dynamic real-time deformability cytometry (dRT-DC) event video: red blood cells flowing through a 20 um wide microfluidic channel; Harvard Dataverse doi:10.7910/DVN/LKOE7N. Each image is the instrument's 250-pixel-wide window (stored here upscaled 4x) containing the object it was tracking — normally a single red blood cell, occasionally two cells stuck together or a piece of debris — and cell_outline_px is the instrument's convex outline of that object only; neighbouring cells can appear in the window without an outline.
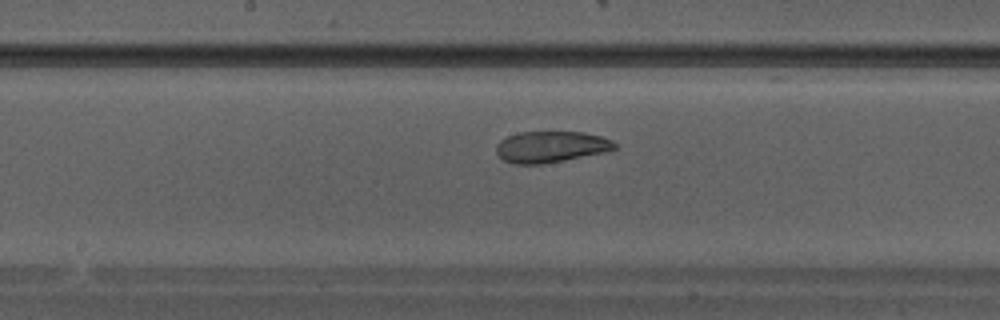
{"species": "Egyptian fruit bat (a non-hibernating species)", "species_latin": "Rousettus aegyptiacus", "temperature_condition": "warm", "stored_images_in_passage": 24, "camera_frame_rate_fps": 3000, "um_per_image_px": 0.085, "animal": {"sex": "male"}, "frame": {"image": 1, "passage_image": 8, "time_ms": 2.333, "image_size_px": [1000, 320], "cell_outline_px": [[616, 148], [604, 152], [544, 164], [512, 164], [504, 160], [496, 152], [496, 144], [500, 140], [508, 136], [520, 132], [584, 132], [600, 136], [612, 140], [616, 144]], "centroid_in_image_um": [46.8, 12.48], "position_along_channel_um": 201.4, "area_um2": 21.5}}